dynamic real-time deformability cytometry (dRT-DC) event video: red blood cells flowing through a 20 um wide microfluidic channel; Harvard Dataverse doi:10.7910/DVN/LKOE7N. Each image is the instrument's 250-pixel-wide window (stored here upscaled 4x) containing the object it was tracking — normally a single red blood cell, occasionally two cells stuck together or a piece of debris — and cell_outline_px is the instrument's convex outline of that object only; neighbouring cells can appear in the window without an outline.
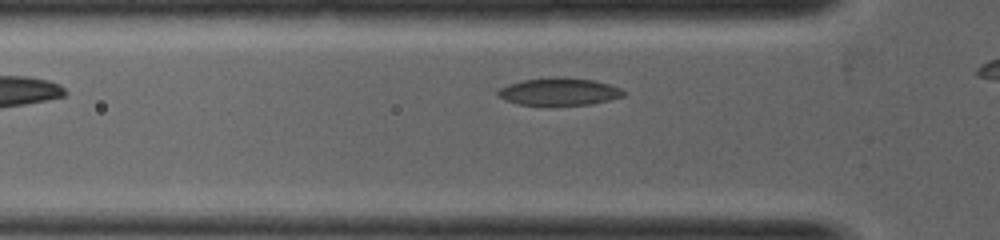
{"species": "common noctule bat (a hibernating species)", "species_latin": "Nyctalus noctula", "temperature_condition": "warm", "stored_images_in_passage": 7, "camera_frame_rate_fps": 5000, "um_per_image_px": 0.085, "animal": {"sex": "female", "body_mass_g": 19.0, "forearm_length_mm": 53.3}, "frame": {"image": 1, "passage_image": 5, "time_ms": 0.8, "image_size_px": [1000, 240], "cell_outline_px": [[624, 96], [592, 104], [548, 108], [516, 104], [504, 100], [496, 96], [496, 92], [500, 88], [508, 84], [524, 80], [548, 76], [556, 76], [596, 80], [620, 88], [624, 92]], "centroid_in_image_um": [47.45, 7.83], "position_along_channel_um": 78.3, "area_um2": 21.15}}